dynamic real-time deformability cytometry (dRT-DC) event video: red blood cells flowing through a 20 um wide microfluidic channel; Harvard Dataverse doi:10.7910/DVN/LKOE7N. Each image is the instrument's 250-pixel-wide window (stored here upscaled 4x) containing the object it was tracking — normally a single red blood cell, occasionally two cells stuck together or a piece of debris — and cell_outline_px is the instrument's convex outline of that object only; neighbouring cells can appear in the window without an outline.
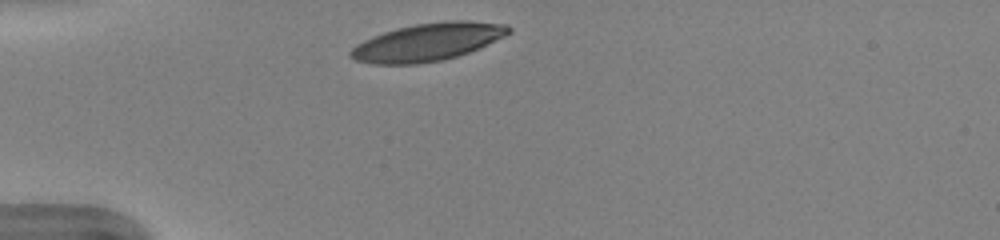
{"species": "human", "species_latin": "Homo sapiens", "temperature_condition": "warm", "stored_images_in_passage": 31, "camera_frame_rate_fps": 3000, "um_per_image_px": 0.085, "donor": {"sex": "female"}, "frame": {"image": 1, "passage_image": 2, "time_ms": 0.333, "image_size_px": [1000, 240], "cell_outline_px": [[512, 32], [480, 48], [444, 60], [416, 64], [372, 64], [356, 60], [348, 56], [348, 52], [356, 44], [372, 36], [396, 28], [416, 24], [444, 20], [468, 20], [508, 24], [512, 28]], "centroid_in_image_um": [36.36, 3.56], "position_along_channel_um": 48.6, "area_um2": 34.97}}
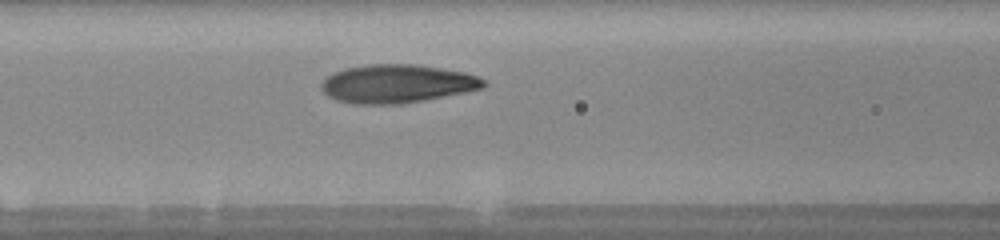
{"frame": {"image": 2, "passage_image": 10, "time_ms": 3.0, "image_size_px": [1000, 240], "cell_outline_px": [[488, 84], [484, 88], [424, 100], [400, 104], [356, 104], [336, 100], [328, 96], [320, 88], [320, 84], [332, 72], [344, 68], [368, 64], [416, 64], [464, 72], [476, 76], [484, 80]], "centroid_in_image_um": [33.72, 7.11], "position_along_channel_um": 132.9, "area_um2": 36.36}}
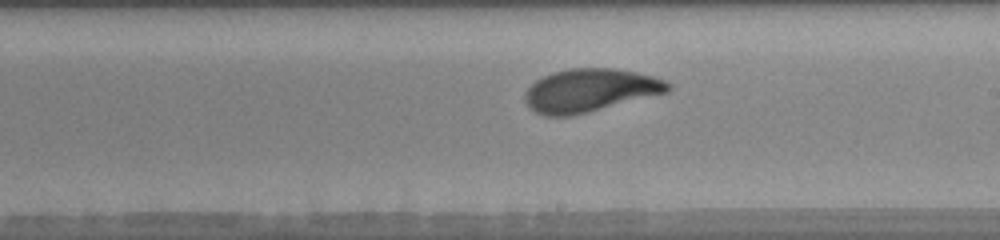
{"frame": {"image": 3, "passage_image": 18, "time_ms": 5.667, "image_size_px": [1000, 240], "cell_outline_px": [[672, 88], [668, 92], [572, 116], [544, 116], [528, 108], [524, 100], [524, 92], [536, 80], [552, 72], [572, 68], [612, 68], [636, 72], [652, 76], [664, 80], [672, 84]], "centroid_in_image_um": [50.13, 7.68], "position_along_channel_um": 238.9, "area_um2": 35.95}, "authors_computed_cell_mechanics": {"area_um2": 35.6626, "velocity_mm_per_s": 3.9779, "shape_relaxation_time_tau1_ms": 2.2129, "shape_relaxation_time_tau2_ms": 0.6811, "deformation_change_tau1": 0.159, "deformation_change_tau2": 0.0583}}